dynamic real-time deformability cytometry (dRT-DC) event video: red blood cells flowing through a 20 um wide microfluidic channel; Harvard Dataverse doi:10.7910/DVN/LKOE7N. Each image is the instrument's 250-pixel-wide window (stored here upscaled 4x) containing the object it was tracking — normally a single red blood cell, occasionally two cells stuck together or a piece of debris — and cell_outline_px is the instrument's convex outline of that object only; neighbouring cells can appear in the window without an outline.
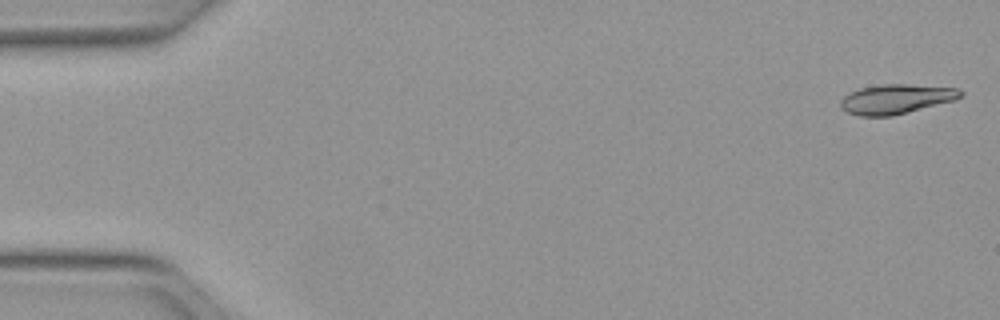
{"species": "Egyptian fruit bat (a non-hibernating species)", "species_latin": "Rousettus aegyptiacus", "temperature_condition": "warm", "stored_images_in_passage": 13, "camera_frame_rate_fps": 3000, "um_per_image_px": 0.085, "animal": {"sex": "female"}, "frame": {"image": 1, "passage_image": 1, "time_ms": 0.0, "image_size_px": [1000, 320], "cell_outline_px": [[964, 96], [956, 100], [892, 116], [860, 116], [848, 112], [840, 108], [840, 100], [848, 92], [860, 88], [880, 84], [908, 84], [960, 88], [964, 92]], "centroid_in_image_um": [76.19, 8.41], "position_along_channel_um": 8.8, "area_um2": 20.98}}
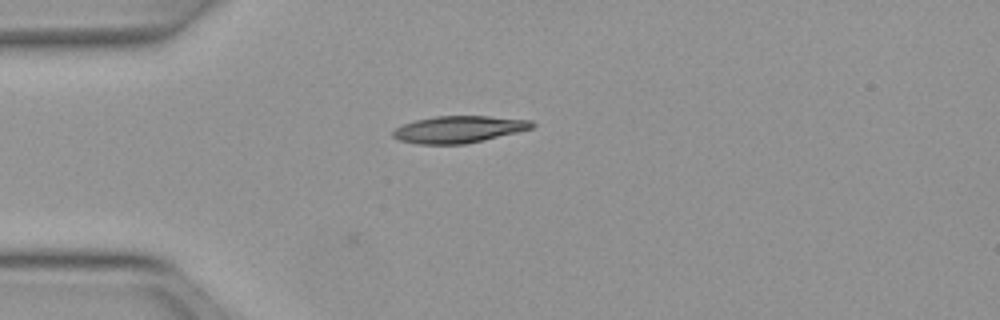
{"frame": {"image": 2, "passage_image": 13, "time_ms": 4.0, "image_size_px": [1000, 320], "cell_outline_px": [[536, 124], [532, 128], [484, 140], [464, 144], [416, 144], [400, 140], [392, 136], [392, 132], [396, 128], [404, 124], [416, 120], [436, 116], [488, 116], [532, 120]], "centroid_in_image_um": [39.0, 10.99], "position_along_channel_um": 46.0, "area_um2": 21.68}}